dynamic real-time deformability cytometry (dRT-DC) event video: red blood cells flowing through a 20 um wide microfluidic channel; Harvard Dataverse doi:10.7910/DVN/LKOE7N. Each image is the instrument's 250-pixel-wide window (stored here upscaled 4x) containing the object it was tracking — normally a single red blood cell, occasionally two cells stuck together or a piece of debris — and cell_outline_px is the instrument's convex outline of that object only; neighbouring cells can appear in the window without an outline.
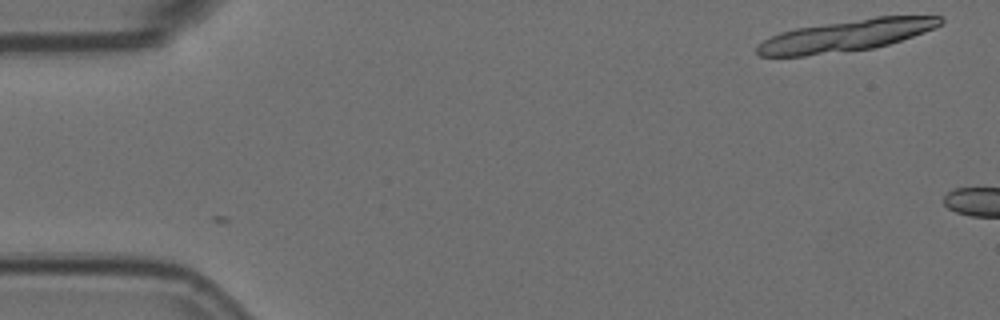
{"species": "Egyptian fruit bat (a non-hibernating species)", "species_latin": "Rousettus aegyptiacus", "temperature_condition": "room temperature", "stored_images_in_passage": 3, "camera_frame_rate_fps": 3000, "um_per_image_px": 0.085, "animal": {"sex": "female"}, "frame": {"image": 1, "passage_image": 1, "time_ms": 0.0, "image_size_px": [1000, 320], "cell_outline_px": [[944, 20], [936, 28], [888, 44], [872, 48], [804, 56], [760, 56], [756, 52], [756, 44], [780, 32], [796, 28], [876, 16], [944, 16]], "centroid_in_image_um": [71.91, 3.02], "position_along_channel_um": 13.1, "area_um2": 33.47}}